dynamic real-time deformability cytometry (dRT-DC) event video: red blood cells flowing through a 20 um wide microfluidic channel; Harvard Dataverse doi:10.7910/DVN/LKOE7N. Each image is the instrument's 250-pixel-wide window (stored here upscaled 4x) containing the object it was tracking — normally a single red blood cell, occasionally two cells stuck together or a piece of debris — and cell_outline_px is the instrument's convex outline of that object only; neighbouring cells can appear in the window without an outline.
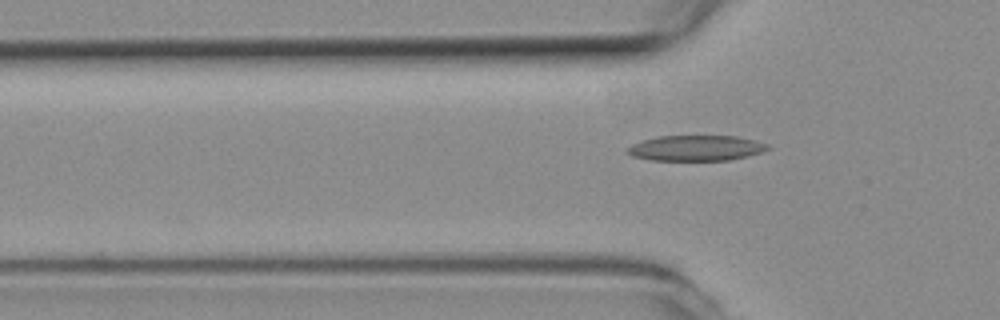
{"species": "common noctule bat (a hibernating species)", "species_latin": "Nyctalus noctula", "temperature_condition": "room temperature", "stored_images_in_passage": 7, "camera_frame_rate_fps": 3000, "um_per_image_px": 0.085, "animal": {"sex": "female", "body_mass_g": 19.3, "forearm_length_mm": 54.1}, "frame": {"image": 1, "passage_image": 7, "time_ms": 2.0, "image_size_px": [1000, 320], "cell_outline_px": [[772, 148], [748, 156], [728, 160], [652, 160], [632, 156], [624, 152], [624, 148], [640, 140], [656, 136], [736, 136], [768, 144]], "centroid_in_image_um": [59.08, 12.58], "position_along_channel_um": 66.7, "area_um2": 20.98}}